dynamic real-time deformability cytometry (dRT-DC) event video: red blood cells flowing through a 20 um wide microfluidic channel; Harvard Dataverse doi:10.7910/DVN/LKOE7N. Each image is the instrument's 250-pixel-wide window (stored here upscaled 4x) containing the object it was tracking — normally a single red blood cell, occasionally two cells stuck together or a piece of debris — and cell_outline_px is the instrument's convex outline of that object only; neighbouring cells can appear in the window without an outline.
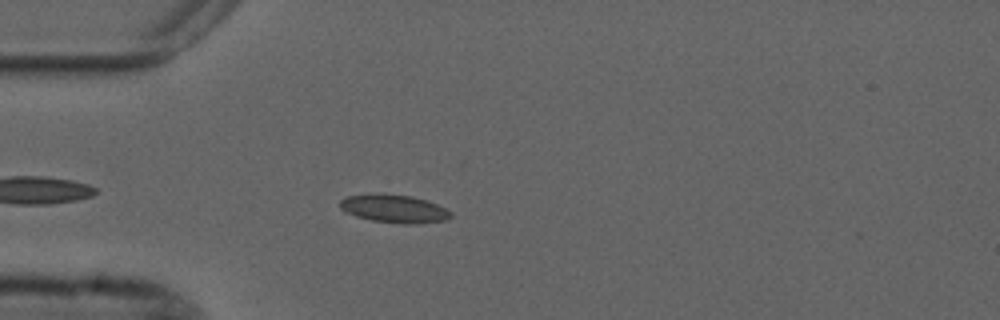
{"species": "common noctule bat (a hibernating species)", "species_latin": "Nyctalus noctula", "temperature_condition": "cold", "stored_images_in_passage": 46, "camera_frame_rate_fps": 3000, "um_per_image_px": 0.085, "animal": {"sex": "male", "forearm_length_mm": 52.5}, "frame": {"image": 1, "passage_image": 6, "time_ms": 1.667, "image_size_px": [1000, 320], "cell_outline_px": [[452, 216], [448, 220], [420, 224], [404, 224], [372, 220], [356, 216], [344, 212], [340, 208], [340, 200], [348, 196], [412, 196], [436, 204], [452, 212]], "centroid_in_image_um": [33.57, 17.8], "position_along_channel_um": 51.4, "area_um2": 17.46}}
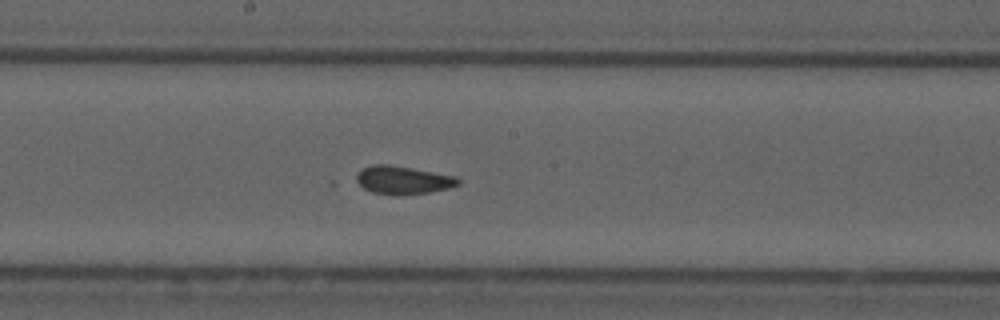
{"frame": {"image": 2, "passage_image": 20, "time_ms": 6.333, "image_size_px": [1000, 320], "cell_outline_px": [[460, 184], [452, 188], [404, 196], [396, 196], [372, 192], [364, 188], [356, 180], [356, 176], [360, 168], [372, 164], [388, 164], [412, 168], [456, 176], [460, 180]], "centroid_in_image_um": [34.26, 15.31], "position_along_channel_um": 213.9, "area_um2": 16.99}}
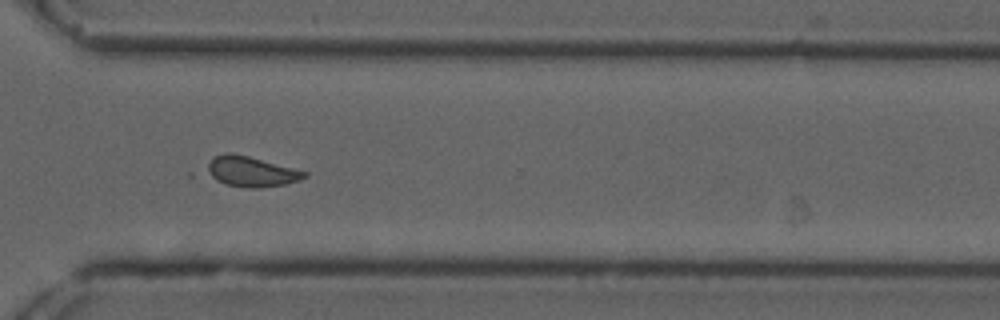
{"frame": {"image": 3, "passage_image": 31, "time_ms": 10.0, "image_size_px": [1000, 320], "cell_outline_px": [[308, 176], [300, 180], [284, 184], [260, 188], [248, 188], [228, 184], [216, 180], [200, 172], [216, 156], [228, 152], [248, 156], [308, 172]], "centroid_in_image_um": [21.3, 14.59], "position_along_channel_um": 349.3, "area_um2": 17.22}}